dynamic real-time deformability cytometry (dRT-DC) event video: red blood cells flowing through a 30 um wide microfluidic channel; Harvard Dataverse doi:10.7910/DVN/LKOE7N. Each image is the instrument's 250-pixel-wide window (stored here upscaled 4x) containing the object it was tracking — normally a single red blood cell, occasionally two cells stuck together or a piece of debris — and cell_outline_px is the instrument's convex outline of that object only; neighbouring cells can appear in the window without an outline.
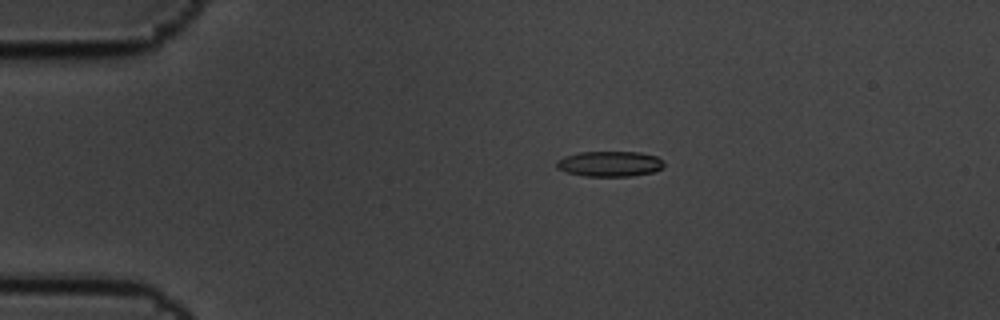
{"species": "common noctule bat (a hibernating species)", "species_latin": "Nyctalus noctula", "temperature_condition": "cold", "stored_images_in_passage": 5, "camera_frame_rate_fps": 3000, "um_per_image_px": 0.085, "animal": {"sex": "male", "body_mass_g": 19.5, "forearm_length_mm": 54.6}, "frame": {"image": 1, "passage_image": 4, "time_ms": 1.0, "image_size_px": [1000, 320], "cell_outline_px": [[664, 168], [656, 172], [632, 176], [584, 176], [568, 172], [556, 168], [556, 160], [564, 156], [580, 152], [640, 152], [656, 156], [664, 164]], "centroid_in_image_um": [51.84, 13.93], "position_along_channel_um": 33.2, "area_um2": 16.01}}